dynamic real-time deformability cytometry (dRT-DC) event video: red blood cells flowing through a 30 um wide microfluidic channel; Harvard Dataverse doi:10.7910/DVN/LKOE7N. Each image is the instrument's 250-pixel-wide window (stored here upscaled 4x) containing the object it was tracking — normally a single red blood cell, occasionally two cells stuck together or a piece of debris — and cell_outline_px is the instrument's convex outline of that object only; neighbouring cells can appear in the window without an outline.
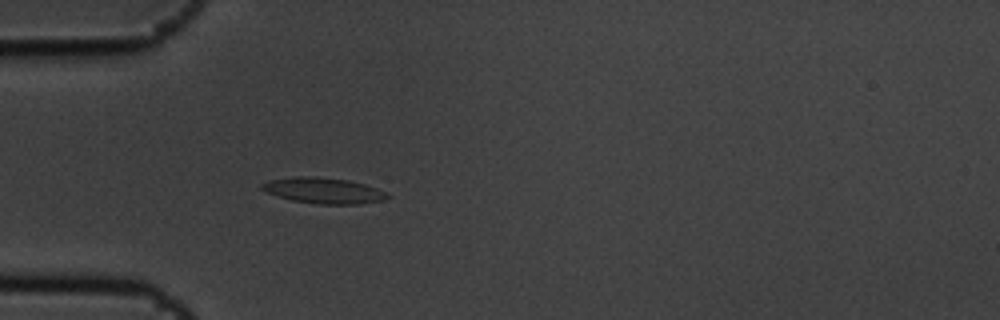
{"species": "common noctule bat (a hibernating species)", "species_latin": "Nyctalus noctula", "temperature_condition": "cold", "stored_images_in_passage": 5, "camera_frame_rate_fps": 3000, "um_per_image_px": 0.085, "animal": {"sex": "male", "body_mass_g": 19.5, "forearm_length_mm": 54.6}, "frame": {"image": 1, "passage_image": 5, "time_ms": 1.333, "image_size_px": [1000, 320], "cell_outline_px": [[388, 196], [384, 200], [356, 204], [320, 204], [292, 200], [276, 196], [260, 188], [260, 184], [268, 180], [296, 176], [316, 176], [348, 180], [364, 184], [388, 192]], "centroid_in_image_um": [27.47, 16.19], "position_along_channel_um": 57.5, "area_um2": 18.84}}